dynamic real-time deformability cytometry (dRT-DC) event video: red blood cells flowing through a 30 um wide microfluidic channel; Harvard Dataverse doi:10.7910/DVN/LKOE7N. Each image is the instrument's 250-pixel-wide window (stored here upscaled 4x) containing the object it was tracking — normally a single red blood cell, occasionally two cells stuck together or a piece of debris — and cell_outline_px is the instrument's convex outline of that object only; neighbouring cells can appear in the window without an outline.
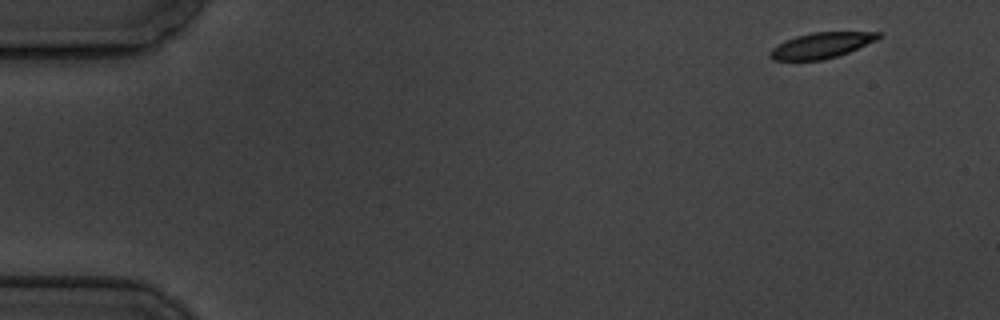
{"species": "common noctule bat (a hibernating species)", "species_latin": "Nyctalus noctula", "temperature_condition": "cold", "stored_images_in_passage": 6, "camera_frame_rate_fps": 3000, "um_per_image_px": 0.085, "animal": {"sex": "male", "body_mass_g": 19.5, "forearm_length_mm": 54.6}, "frame": {"image": 1, "passage_image": 1, "time_ms": 0.0, "image_size_px": [1000, 320], "cell_outline_px": [[880, 36], [876, 40], [848, 52], [836, 56], [820, 60], [772, 60], [768, 56], [768, 52], [772, 48], [796, 36], [812, 32], [880, 32]], "centroid_in_image_um": [69.78, 3.86], "position_along_channel_um": 15.2, "area_um2": 15.9}}
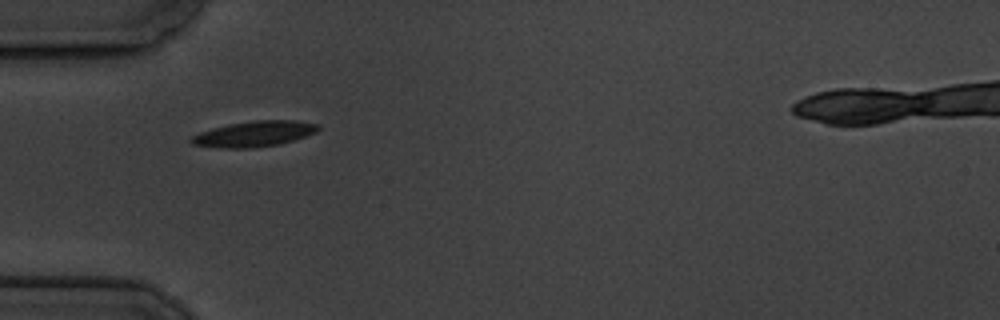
{"frame": {"image": 2, "passage_image": 5, "time_ms": 4.667, "image_size_px": [1000, 320], "cell_outline_px": [[320, 128], [316, 132], [280, 144], [252, 148], [220, 148], [192, 144], [188, 140], [192, 136], [200, 132], [212, 128], [228, 124], [256, 120], [296, 120], [316, 124]], "centroid_in_image_um": [21.57, 11.38], "position_along_channel_um": 63.4, "area_um2": 18.84}}
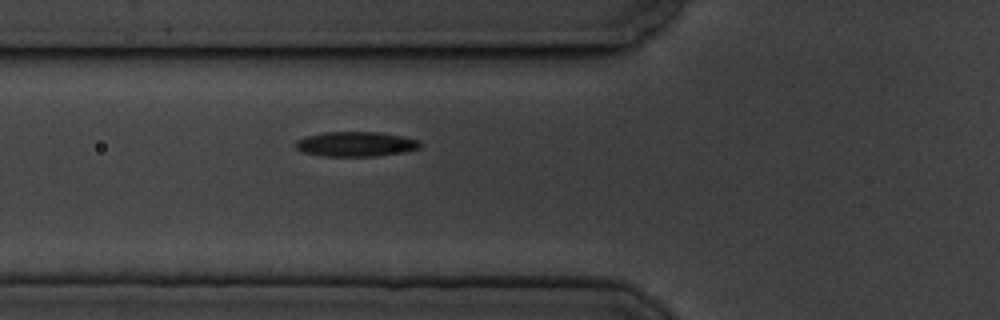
{"frame": {"image": 3, "passage_image": 6, "time_ms": 5.667, "image_size_px": [1000, 320], "cell_outline_px": [[420, 148], [404, 152], [372, 156], [324, 156], [304, 152], [296, 148], [296, 140], [304, 136], [324, 132], [380, 132], [404, 136], [420, 140]], "centroid_in_image_um": [30.25, 12.23], "position_along_channel_um": 95.5, "area_um2": 18.03}}